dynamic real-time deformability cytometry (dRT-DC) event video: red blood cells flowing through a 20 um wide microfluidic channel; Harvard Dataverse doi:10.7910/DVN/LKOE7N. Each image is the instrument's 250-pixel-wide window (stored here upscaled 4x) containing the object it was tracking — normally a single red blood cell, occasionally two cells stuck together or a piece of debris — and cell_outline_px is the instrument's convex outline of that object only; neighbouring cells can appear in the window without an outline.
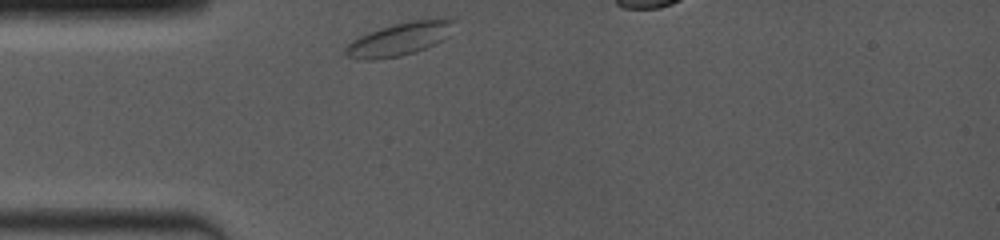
{"species": "common noctule bat (a hibernating species)", "species_latin": "Nyctalus noctula", "temperature_condition": "room temperature", "stored_images_in_passage": 49, "camera_frame_rate_fps": 4000, "um_per_image_px": 0.085, "animal": {"sex": "female", "body_mass_g": 19.0, "forearm_length_mm": 53.3}, "frame": {"image": 1, "passage_image": 1, "time_ms": 0.0, "image_size_px": [1000, 240], "cell_outline_px": [[456, 20], [448, 36], [444, 40], [436, 44], [416, 52], [400, 56], [376, 60], [360, 60], [348, 56], [344, 52], [344, 48], [352, 40], [368, 32], [380, 28], [412, 20], [444, 16]], "centroid_in_image_um": [34.01, 3.3], "position_along_channel_um": 51.0, "area_um2": 21.33}}
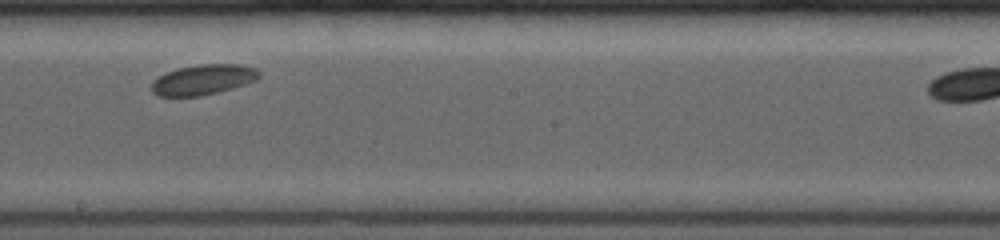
{"frame": {"image": 2, "passage_image": 31, "time_ms": 5.0, "image_size_px": [1000, 240], "cell_outline_px": [[260, 76], [256, 80], [232, 88], [200, 96], [156, 96], [152, 92], [152, 80], [176, 68], [200, 64], [236, 64], [256, 68], [260, 72]], "centroid_in_image_um": [17.25, 6.77], "position_along_channel_um": 230.9, "area_um2": 18.84}}
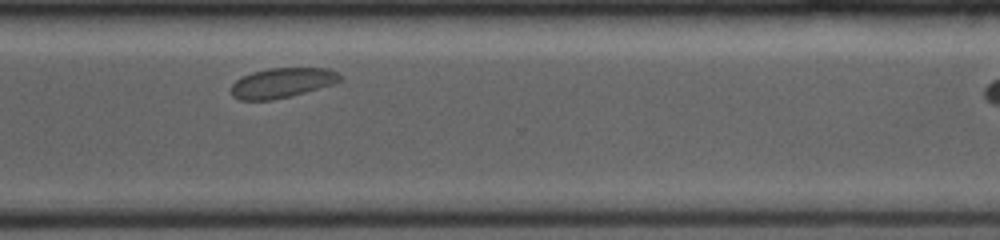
{"frame": {"image": 3, "passage_image": 48, "time_ms": 8.0, "image_size_px": [1000, 240], "cell_outline_px": [[340, 80], [332, 84], [292, 96], [272, 100], [240, 100], [232, 96], [232, 84], [236, 80], [252, 72], [268, 68], [328, 68], [336, 72], [340, 76]], "centroid_in_image_um": [23.95, 7.04], "position_along_channel_um": 346.6, "area_um2": 18.79}}